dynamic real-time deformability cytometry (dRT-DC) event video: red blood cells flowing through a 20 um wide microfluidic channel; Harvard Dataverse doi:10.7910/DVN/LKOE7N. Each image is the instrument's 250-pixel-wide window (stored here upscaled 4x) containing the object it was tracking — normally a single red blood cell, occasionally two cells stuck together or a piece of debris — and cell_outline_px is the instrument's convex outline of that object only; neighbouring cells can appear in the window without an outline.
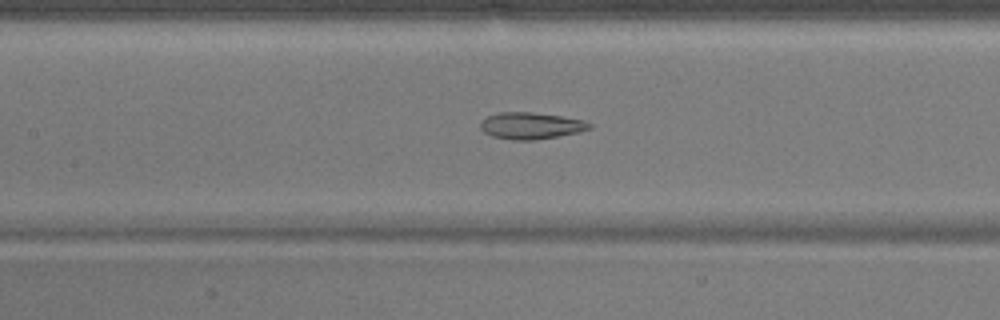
{"species": "common noctule bat (a hibernating species)", "species_latin": "Nyctalus noctula", "temperature_condition": "warm", "stored_images_in_passage": 47, "camera_frame_rate_fps": 3000, "um_per_image_px": 0.085, "animal": {"sex": "male", "body_mass_g": 17.9}, "frame": {"image": 1, "passage_image": 19, "time_ms": 6.0, "image_size_px": [1000, 320], "cell_outline_px": [[592, 128], [580, 132], [536, 140], [512, 140], [492, 136], [484, 132], [480, 128], [480, 120], [488, 116], [500, 112], [532, 112], [560, 116], [584, 120], [592, 124]], "centroid_in_image_um": [45.13, 10.69], "position_along_channel_um": 162.3, "area_um2": 17.05}}
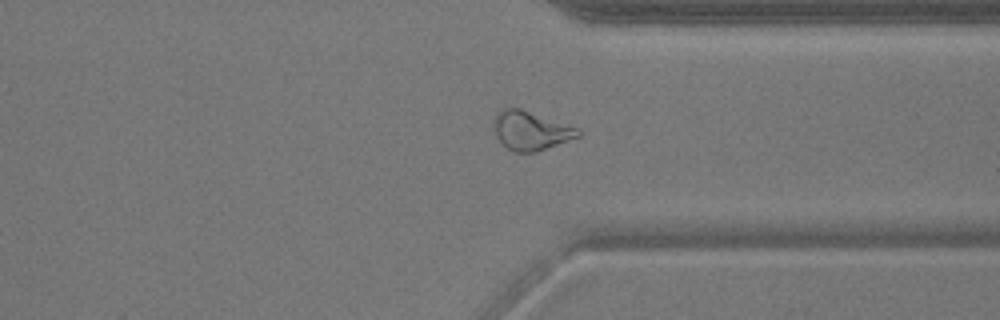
{"frame": {"image": 2, "passage_image": 35, "time_ms": 11.333, "image_size_px": [1000, 320], "cell_outline_px": [[584, 132], [580, 136], [536, 152], [512, 152], [496, 136], [492, 120], [504, 108], [520, 108], [580, 128]], "centroid_in_image_um": [45.15, 11.1], "position_along_channel_um": 366.2, "area_um2": 19.07}}
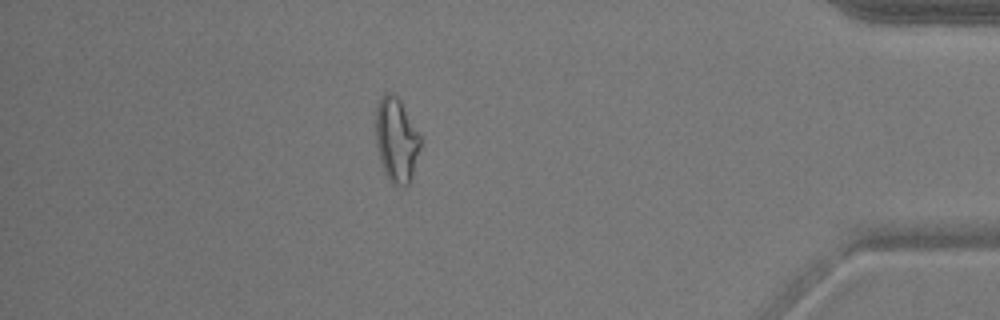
{"frame": {"image": 3, "passage_image": 41, "time_ms": 13.333, "image_size_px": [1000, 320], "cell_outline_px": [[420, 148], [412, 176], [408, 188], [404, 188], [392, 184], [384, 172], [380, 160], [376, 144], [376, 108], [380, 96], [384, 92], [392, 92], [400, 100], [420, 136]], "centroid_in_image_um": [33.68, 11.92], "position_along_channel_um": 401.5, "area_um2": 22.08}, "authors_computed_cell_mechanics": {"area_um2": 20.1722, "velocity_mm_per_s": 3.8431, "shape_relaxation_time_tau1_ms": null, "shape_relaxation_time_tau2_ms": 2.0353, "deformation_change_tau1": null, "deformation_change_tau2": 0.1035}}